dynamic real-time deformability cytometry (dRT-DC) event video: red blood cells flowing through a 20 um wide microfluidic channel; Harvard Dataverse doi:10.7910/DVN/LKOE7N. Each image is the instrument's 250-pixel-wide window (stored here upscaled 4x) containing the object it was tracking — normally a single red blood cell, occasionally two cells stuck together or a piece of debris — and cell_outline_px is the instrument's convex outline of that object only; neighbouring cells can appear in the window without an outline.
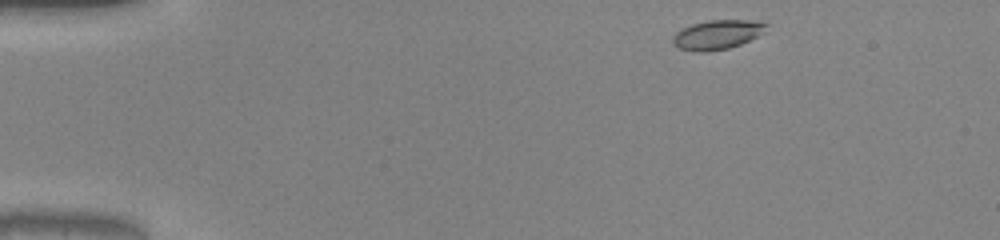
{"species": "common noctule bat (a hibernating species)", "species_latin": "Nyctalus noctula", "temperature_condition": "warm", "stored_images_in_passage": 45, "camera_frame_rate_fps": 3000, "um_per_image_px": 0.085, "animal": {"sex": "male", "body_mass_g": 20.0, "forearm_length_mm": 53.3}, "frame": {"image": 1, "passage_image": 1, "time_ms": 0.0, "image_size_px": [1000, 240], "cell_outline_px": [[768, 24], [764, 32], [740, 44], [728, 48], [708, 52], [692, 52], [680, 48], [672, 44], [672, 36], [676, 32], [692, 24], [708, 20], [748, 20]], "centroid_in_image_um": [60.91, 2.96], "position_along_channel_um": 24.1, "area_um2": 15.9}}
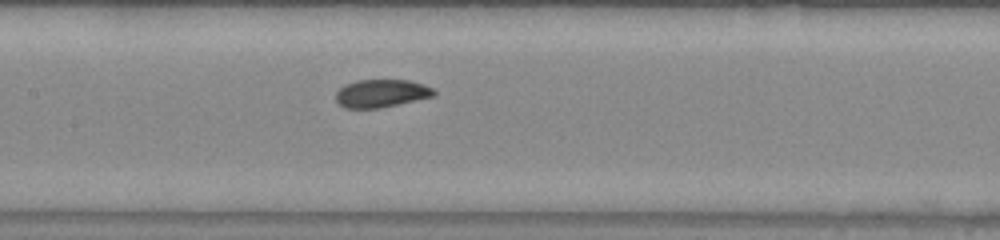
{"frame": {"image": 2, "passage_image": 19, "time_ms": 6.0, "image_size_px": [1000, 240], "cell_outline_px": [[436, 96], [380, 108], [344, 108], [336, 100], [336, 92], [344, 84], [356, 80], [408, 80], [432, 88], [436, 92]], "centroid_in_image_um": [32.4, 7.94], "position_along_channel_um": 175.0, "area_um2": 15.95}}
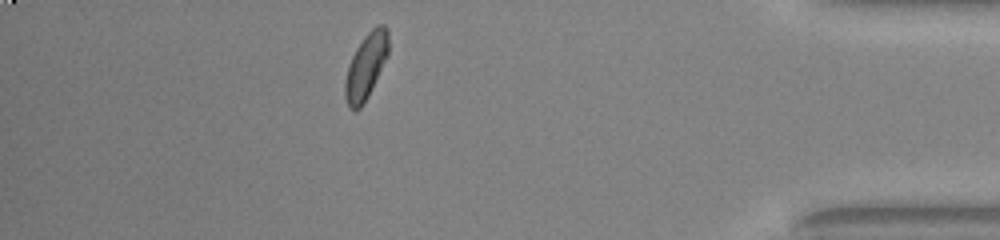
{"frame": {"image": 3, "passage_image": 39, "time_ms": 12.667, "image_size_px": [1000, 240], "cell_outline_px": [[388, 56], [364, 104], [360, 108], [348, 108], [344, 96], [344, 80], [348, 64], [356, 48], [364, 36], [376, 24], [384, 24], [388, 28]], "centroid_in_image_um": [31.1, 5.61], "position_along_channel_um": 404.1, "area_um2": 16.76}, "authors_computed_cell_mechanics": {"area_um2": 16.2996, "velocity_mm_per_s": 4.0369, "shape_relaxation_time_tau1_ms": 3.1658, "shape_relaxation_time_tau2_ms": 1.0538, "deformation_change_tau1": 0.1197, "deformation_change_tau2": 0.0507}}